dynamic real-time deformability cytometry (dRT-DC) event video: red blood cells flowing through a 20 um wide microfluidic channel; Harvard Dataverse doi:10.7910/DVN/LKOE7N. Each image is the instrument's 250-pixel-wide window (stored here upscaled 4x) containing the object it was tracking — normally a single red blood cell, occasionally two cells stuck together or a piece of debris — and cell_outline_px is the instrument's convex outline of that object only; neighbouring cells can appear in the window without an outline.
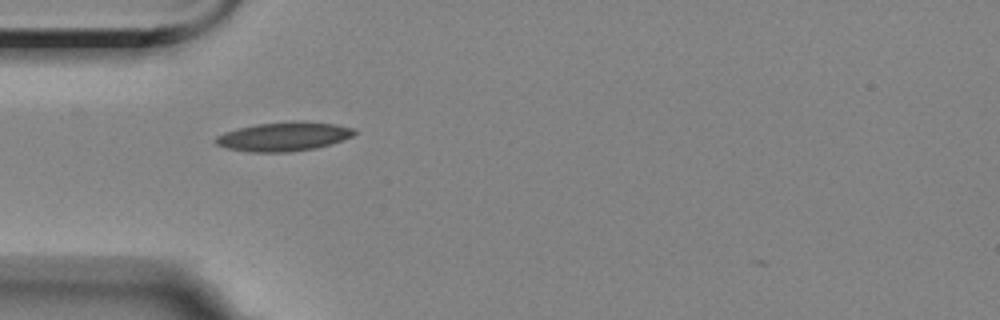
{"species": "Egyptian fruit bat (a non-hibernating species)", "species_latin": "Rousettus aegyptiacus", "temperature_condition": "room temperature", "stored_images_in_passage": 4, "camera_frame_rate_fps": 3000, "um_per_image_px": 0.085, "animal": {"sex": "female"}, "frame": {"image": 1, "passage_image": 1, "time_ms": 0.0, "image_size_px": [1000, 320], "cell_outline_px": [[356, 132], [352, 136], [344, 140], [332, 144], [316, 148], [288, 152], [248, 152], [228, 148], [216, 144], [212, 140], [216, 136], [224, 132], [256, 124], [292, 120], [304, 120], [336, 124], [356, 128]], "centroid_in_image_um": [24.15, 11.59], "position_along_channel_um": 60.8, "area_um2": 23.87}}
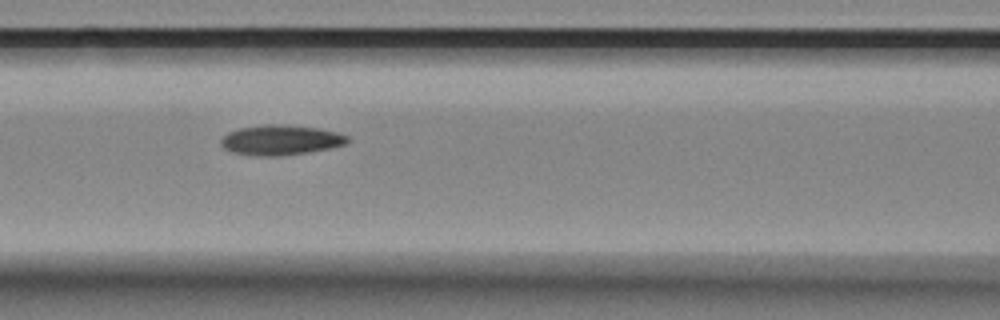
{"frame": {"image": 2, "passage_image": 3, "time_ms": 2.333, "image_size_px": [1000, 320], "cell_outline_px": [[352, 140], [348, 144], [308, 152], [280, 156], [256, 156], [236, 152], [224, 148], [220, 144], [220, 140], [228, 132], [240, 128], [264, 124], [280, 124], [320, 128], [336, 132], [348, 136]], "centroid_in_image_um": [23.9, 11.89], "position_along_channel_um": 142.7, "area_um2": 22.2}}
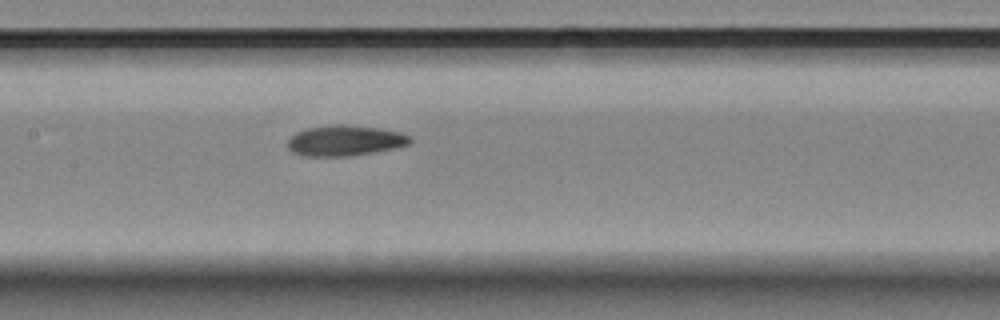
{"frame": {"image": 3, "passage_image": 4, "time_ms": 3.333, "image_size_px": [1000, 320], "cell_outline_px": [[412, 140], [408, 144], [392, 148], [372, 152], [348, 156], [304, 156], [292, 152], [288, 148], [288, 140], [296, 132], [308, 128], [336, 124], [344, 124], [380, 128], [400, 132], [412, 136]], "centroid_in_image_um": [29.31, 11.94], "position_along_channel_um": 178.1, "area_um2": 21.68}}